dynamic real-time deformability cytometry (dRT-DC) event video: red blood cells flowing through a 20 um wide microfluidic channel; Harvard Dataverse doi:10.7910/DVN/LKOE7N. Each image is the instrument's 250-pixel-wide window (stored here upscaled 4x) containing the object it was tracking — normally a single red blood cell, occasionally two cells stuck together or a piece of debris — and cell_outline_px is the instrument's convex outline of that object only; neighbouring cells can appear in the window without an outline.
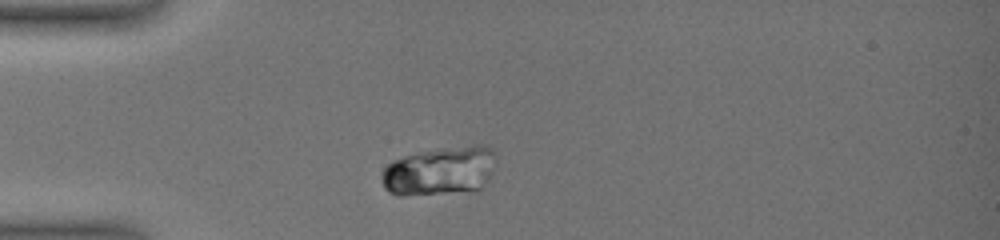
{"species": "common noctule bat (a hibernating species)", "species_latin": "Nyctalus noctula", "temperature_condition": "warm", "stored_images_in_passage": 39, "camera_frame_rate_fps": 3000, "um_per_image_px": 0.085, "animal": {"sex": "female", "body_mass_g": 19.0, "forearm_length_mm": 51.5}, "frame": {"image": 1, "passage_image": 3, "time_ms": 1.0, "image_size_px": [1000, 240], "cell_outline_px": [[496, 156], [492, 172], [484, 184], [480, 188], [472, 192], [400, 196], [388, 192], [384, 188], [380, 180], [380, 176], [384, 168], [392, 160], [404, 156], [440, 148], [472, 144], [488, 144], [492, 148]], "centroid_in_image_um": [37.4, 14.53], "position_along_channel_um": 47.6, "area_um2": 33.23}}
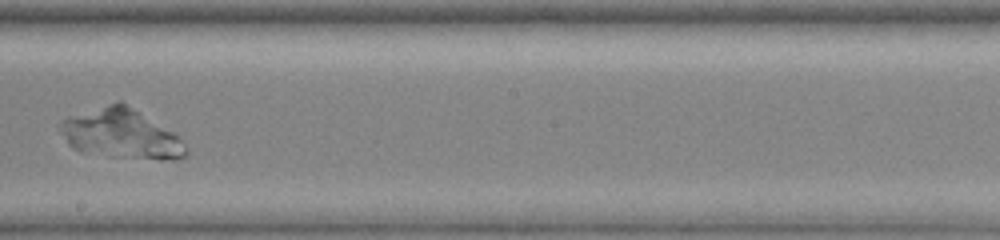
{"frame": {"image": 2, "passage_image": 15, "time_ms": 7.667, "image_size_px": [1000, 240], "cell_outline_px": [[188, 156], [176, 160], [160, 160], [80, 152], [68, 144], [60, 124], [60, 120], [68, 116], [120, 100], [176, 136], [180, 140], [188, 152]], "centroid_in_image_um": [10.28, 11.39], "position_along_channel_um": 237.9, "area_um2": 35.37}}
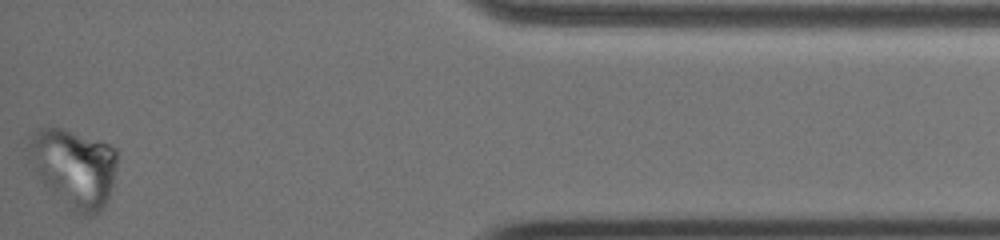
{"frame": {"image": 3, "passage_image": 38, "time_ms": 14.667, "image_size_px": [1000, 240], "cell_outline_px": [[116, 164], [112, 184], [108, 196], [100, 212], [84, 216], [68, 208], [44, 184], [28, 144], [28, 136], [40, 128], [60, 128], [108, 144], [116, 148]], "centroid_in_image_um": [6.33, 14.27], "position_along_channel_um": 428.9, "area_um2": 38.96}}